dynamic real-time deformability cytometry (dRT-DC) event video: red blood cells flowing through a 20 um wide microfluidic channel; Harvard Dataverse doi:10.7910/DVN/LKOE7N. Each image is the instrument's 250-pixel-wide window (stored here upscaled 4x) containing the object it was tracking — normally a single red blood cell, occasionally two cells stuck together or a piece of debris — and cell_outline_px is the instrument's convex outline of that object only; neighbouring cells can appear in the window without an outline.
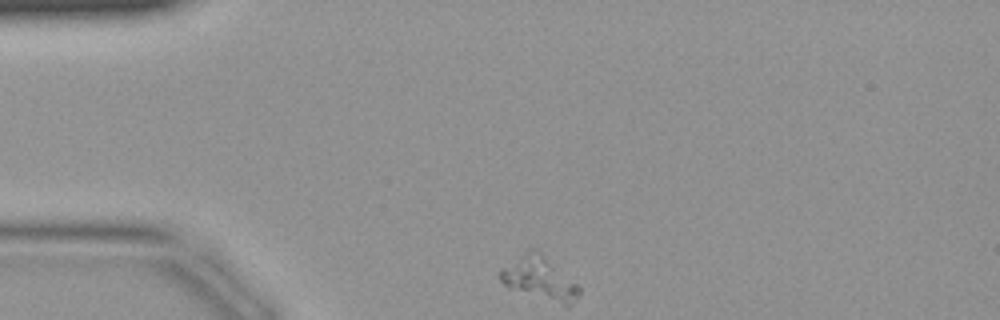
{"species": "common noctule bat (a hibernating species)", "species_latin": "Nyctalus noctula", "temperature_condition": "warm", "stored_images_in_passage": 37, "camera_frame_rate_fps": 3000, "um_per_image_px": 0.085, "animal": {"sex": "female", "body_mass_g": 19.9}, "frame": {"image": 1, "passage_image": 1, "time_ms": 0.0, "image_size_px": [1000, 320], "cell_outline_px": [[580, 292], [572, 304], [564, 304], [508, 288], [500, 280], [500, 268], [528, 248], [536, 248], [576, 284], [580, 288]], "centroid_in_image_um": [45.79, 23.61], "position_along_channel_um": 39.2, "area_um2": 19.31}}
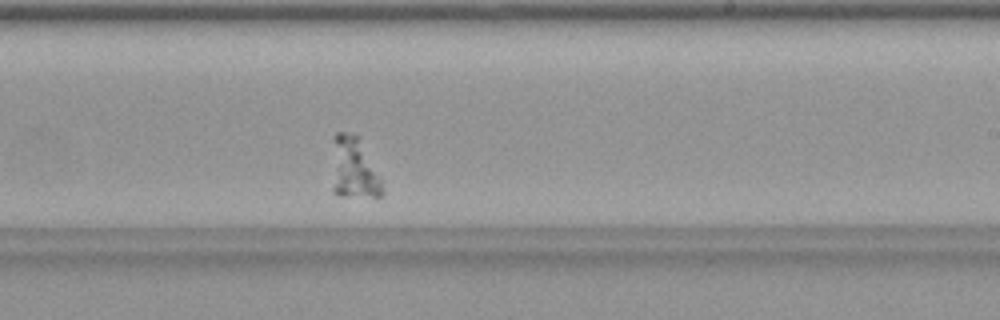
{"frame": {"image": 2, "passage_image": 19, "time_ms": 6.0, "image_size_px": [1000, 320], "cell_outline_px": [[384, 192], [380, 196], [336, 196], [332, 192], [332, 136], [336, 132], [352, 132], [356, 136], [380, 180]], "centroid_in_image_um": [29.97, 14.32], "position_along_channel_um": 259.0, "area_um2": 17.74}}
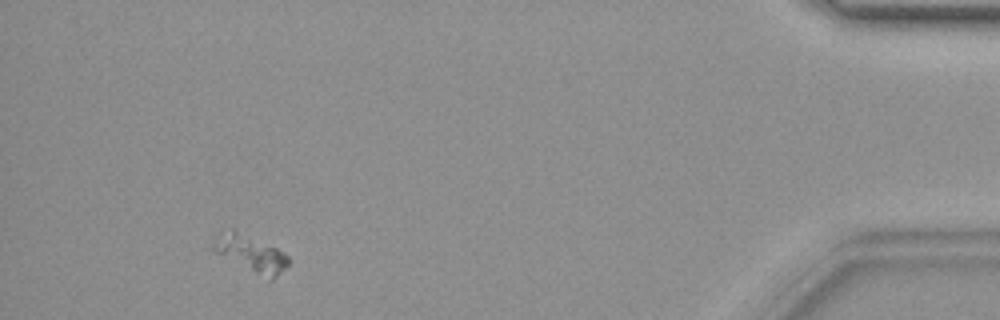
{"frame": {"image": 3, "passage_image": 34, "time_ms": 11.0, "image_size_px": [1000, 320], "cell_outline_px": [[288, 264], [272, 280], [268, 280], [216, 252], [212, 248], [212, 244], [216, 240], [232, 228], [276, 248], [288, 256]], "centroid_in_image_um": [21.36, 21.57], "position_along_channel_um": 413.8, "area_um2": 15.14}}